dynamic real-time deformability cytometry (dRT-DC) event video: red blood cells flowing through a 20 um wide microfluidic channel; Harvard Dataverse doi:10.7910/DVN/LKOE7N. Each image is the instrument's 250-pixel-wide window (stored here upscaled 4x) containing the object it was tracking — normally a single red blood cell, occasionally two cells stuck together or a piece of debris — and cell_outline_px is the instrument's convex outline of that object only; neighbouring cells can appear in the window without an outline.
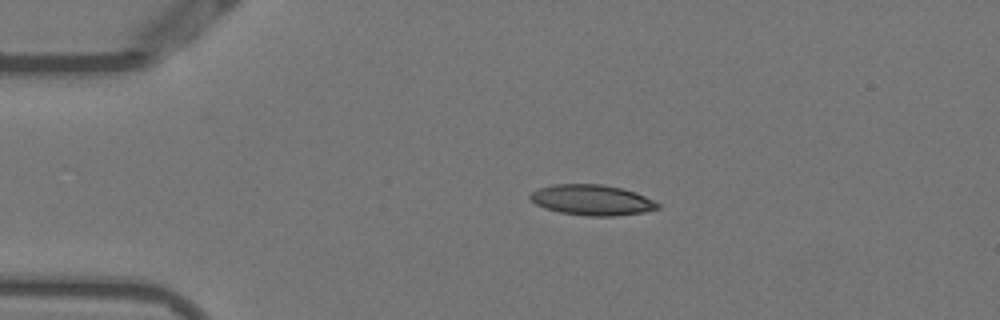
{"species": "Egyptian fruit bat (a non-hibernating species)", "species_latin": "Rousettus aegyptiacus", "temperature_condition": "warm", "stored_images_in_passage": 43, "camera_frame_rate_fps": 3000, "um_per_image_px": 0.085, "animal": {"sex": "female"}, "frame": {"image": 1, "passage_image": 1, "time_ms": 0.0, "image_size_px": [1000, 320], "cell_outline_px": [[660, 208], [644, 212], [616, 216], [588, 216], [560, 212], [544, 208], [536, 204], [528, 196], [532, 192], [540, 188], [552, 184], [604, 184], [636, 192], [660, 204]], "centroid_in_image_um": [50.32, 17.0], "position_along_channel_um": 34.7, "area_um2": 22.66}}
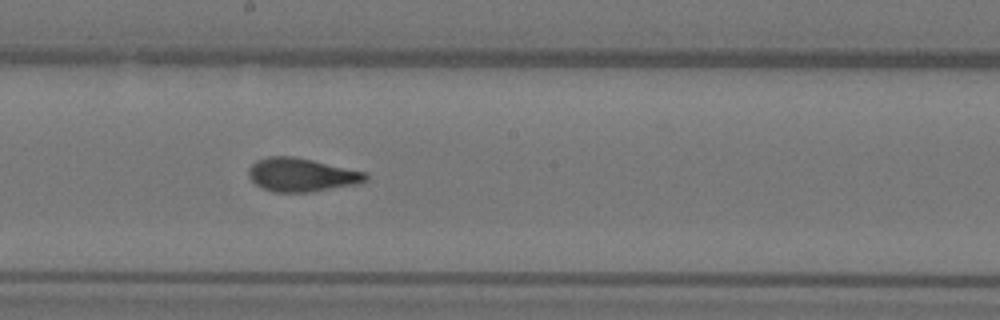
{"frame": {"image": 2, "passage_image": 19, "time_ms": 6.0, "image_size_px": [1000, 320], "cell_outline_px": [[368, 180], [360, 184], [308, 192], [272, 192], [260, 188], [248, 176], [248, 168], [256, 160], [268, 156], [292, 156], [312, 160], [368, 172]], "centroid_in_image_um": [25.64, 14.86], "position_along_channel_um": 222.6, "area_um2": 23.12}}
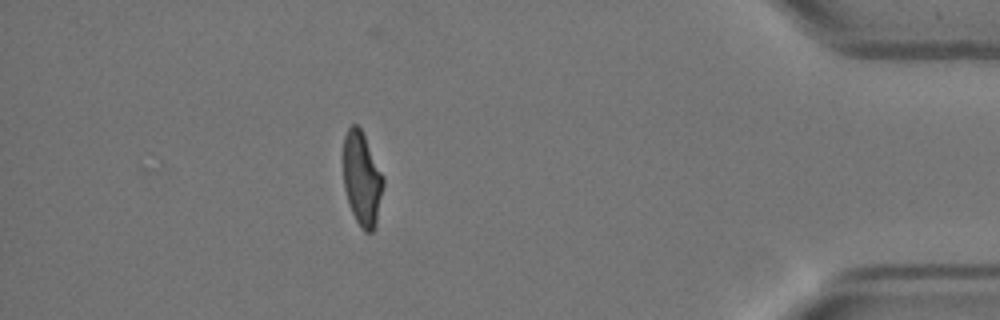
{"frame": {"image": 3, "passage_image": 37, "time_ms": 12.0, "image_size_px": [1000, 320], "cell_outline_px": [[384, 184], [376, 224], [372, 232], [364, 232], [360, 228], [352, 212], [344, 188], [344, 136], [348, 128], [352, 124], [356, 124], [360, 128], [384, 176]], "centroid_in_image_um": [30.78, 15.22], "position_along_channel_um": 404.4, "area_um2": 21.68}, "authors_computed_cell_mechanics": {"area_um2": 22.542, "velocity_mm_per_s": 3.8045, "shape_relaxation_time_tau1_ms": 6.7473, "shape_relaxation_time_tau2_ms": 1.0593, "deformation_change_tau1": 0.2194, "deformation_change_tau2": 0.0753}}